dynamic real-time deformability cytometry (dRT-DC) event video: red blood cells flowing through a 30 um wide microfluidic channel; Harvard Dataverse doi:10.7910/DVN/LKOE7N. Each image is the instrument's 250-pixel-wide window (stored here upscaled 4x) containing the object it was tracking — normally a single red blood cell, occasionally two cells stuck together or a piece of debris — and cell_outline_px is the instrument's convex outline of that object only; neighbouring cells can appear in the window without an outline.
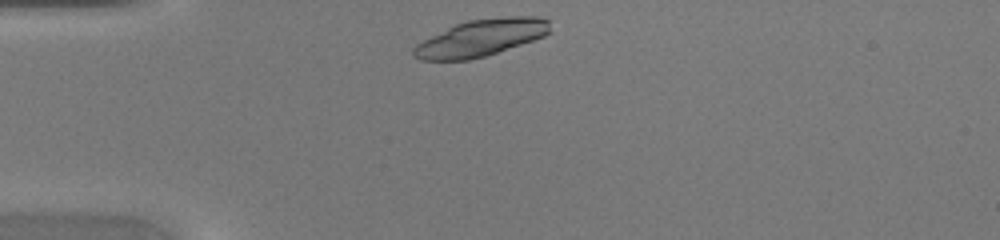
{"species": "common noctule bat (a hibernating species)", "species_latin": "Nyctalus noctula", "temperature_condition": "warm", "stored_images_in_passage": 31, "camera_frame_rate_fps": 3000, "um_per_image_px": 0.085, "animal": {"sex": "female", "body_mass_g": 20.0, "forearm_length_mm": 54.0}, "frame": {"image": 1, "passage_image": 1, "time_ms": 0.0, "image_size_px": [1000, 240], "cell_outline_px": [[552, 32], [544, 36], [484, 56], [468, 60], [420, 60], [412, 56], [412, 48], [416, 44], [456, 24], [468, 20], [508, 16], [536, 16], [548, 20]], "centroid_in_image_um": [40.88, 3.21], "position_along_channel_um": 44.1, "area_um2": 28.96}}